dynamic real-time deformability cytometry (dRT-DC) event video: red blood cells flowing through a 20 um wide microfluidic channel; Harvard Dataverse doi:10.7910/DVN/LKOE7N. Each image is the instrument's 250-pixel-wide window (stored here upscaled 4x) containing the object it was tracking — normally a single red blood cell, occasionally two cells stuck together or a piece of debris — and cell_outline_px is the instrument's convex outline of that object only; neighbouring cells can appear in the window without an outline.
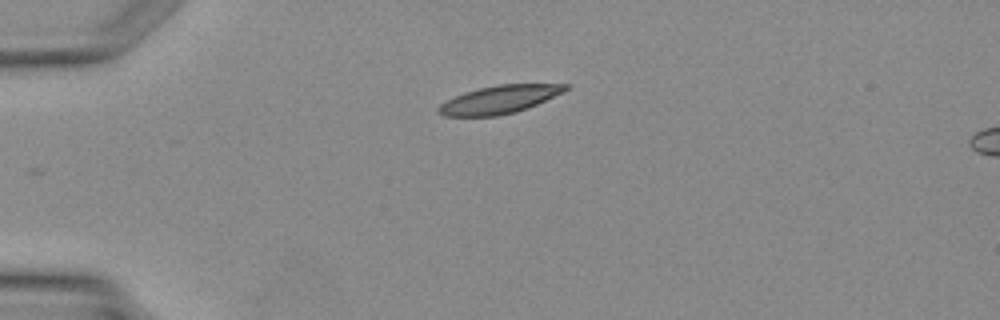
{"species": "Egyptian fruit bat (a non-hibernating species)", "species_latin": "Rousettus aegyptiacus", "temperature_condition": "warm", "stored_images_in_passage": 4, "camera_frame_rate_fps": 3000, "um_per_image_px": 0.085, "animal": {"sex": "female"}, "frame": {"image": 1, "passage_image": 1, "time_ms": 0.0, "image_size_px": [1000, 320], "cell_outline_px": [[572, 84], [564, 92], [528, 108], [516, 112], [496, 116], [444, 116], [436, 108], [440, 104], [464, 92], [480, 88], [500, 84]], "centroid_in_image_um": [42.48, 8.46], "position_along_channel_um": 42.5, "area_um2": 20.58}}
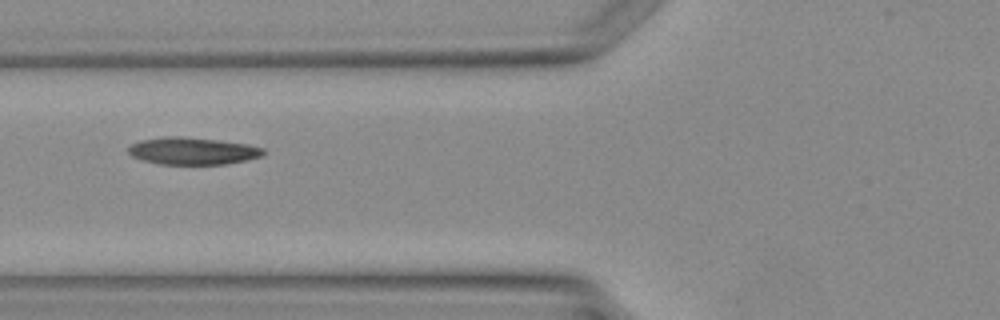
{"frame": {"image": 2, "passage_image": 3, "time_ms": 2.0, "image_size_px": [1000, 320], "cell_outline_px": [[264, 152], [260, 156], [244, 160], [224, 164], [156, 164], [132, 156], [128, 152], [128, 148], [132, 144], [140, 140], [164, 136], [184, 136], [220, 140], [248, 144], [264, 148]], "centroid_in_image_um": [16.34, 12.82], "position_along_channel_um": 109.5, "area_um2": 21.39}}